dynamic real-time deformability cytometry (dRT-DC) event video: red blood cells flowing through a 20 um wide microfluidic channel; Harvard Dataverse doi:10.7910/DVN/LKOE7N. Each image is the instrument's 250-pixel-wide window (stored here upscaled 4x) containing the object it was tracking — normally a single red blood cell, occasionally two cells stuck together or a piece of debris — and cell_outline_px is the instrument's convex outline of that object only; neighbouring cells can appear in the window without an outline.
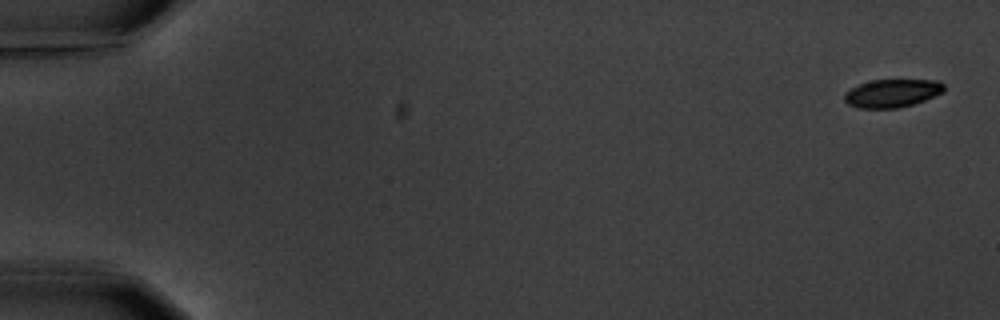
{"species": "common noctule bat (a hibernating species)", "species_latin": "Nyctalus noctula", "temperature_condition": "warm", "stored_images_in_passage": 5, "camera_frame_rate_fps": 3000, "um_per_image_px": 0.085, "animal": {"sex": "male", "body_mass_g": 20.1, "forearm_length_mm": 53.5}, "frame": {"image": 1, "passage_image": 1, "time_ms": 0.0, "image_size_px": [1000, 320], "cell_outline_px": [[944, 92], [924, 100], [900, 108], [856, 108], [848, 104], [844, 100], [844, 92], [860, 84], [872, 80], [940, 80], [944, 84]], "centroid_in_image_um": [75.83, 7.92], "position_along_channel_um": 9.2, "area_um2": 16.36}}
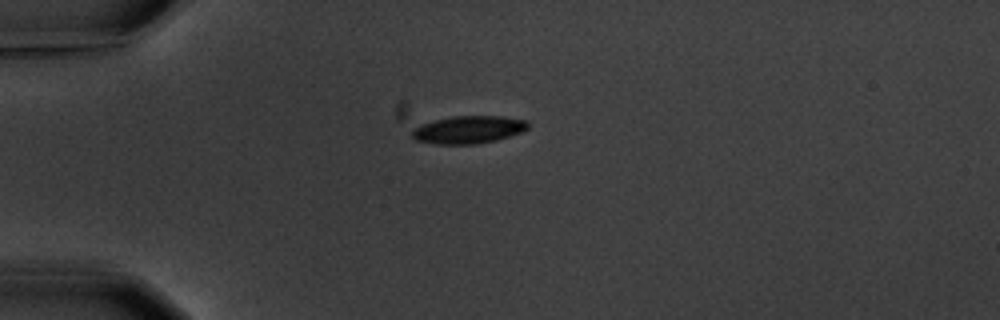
{"frame": {"image": 2, "passage_image": 5, "time_ms": 4.667, "image_size_px": [1000, 320], "cell_outline_px": [[528, 128], [520, 132], [496, 140], [476, 144], [436, 144], [416, 140], [412, 136], [412, 132], [420, 124], [452, 116], [500, 116], [524, 120], [528, 124]], "centroid_in_image_um": [39.8, 11.02], "position_along_channel_um": 45.2, "area_um2": 18.38}}